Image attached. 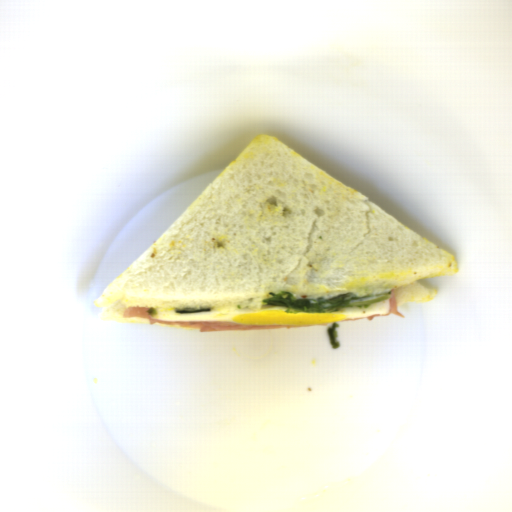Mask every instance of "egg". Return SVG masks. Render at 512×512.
I'll return each instance as SVG.
<instances>
[{
	"mask_svg": "<svg viewBox=\"0 0 512 512\" xmlns=\"http://www.w3.org/2000/svg\"><path fill=\"white\" fill-rule=\"evenodd\" d=\"M153 320L168 323L233 322L259 326H312L342 319H363L390 313L388 297L366 308H349L341 312L285 313L281 305H262L260 310L230 309L199 313H175L176 307H155Z\"/></svg>",
	"mask_w": 512,
	"mask_h": 512,
	"instance_id": "obj_1",
	"label": "egg"
}]
</instances>
